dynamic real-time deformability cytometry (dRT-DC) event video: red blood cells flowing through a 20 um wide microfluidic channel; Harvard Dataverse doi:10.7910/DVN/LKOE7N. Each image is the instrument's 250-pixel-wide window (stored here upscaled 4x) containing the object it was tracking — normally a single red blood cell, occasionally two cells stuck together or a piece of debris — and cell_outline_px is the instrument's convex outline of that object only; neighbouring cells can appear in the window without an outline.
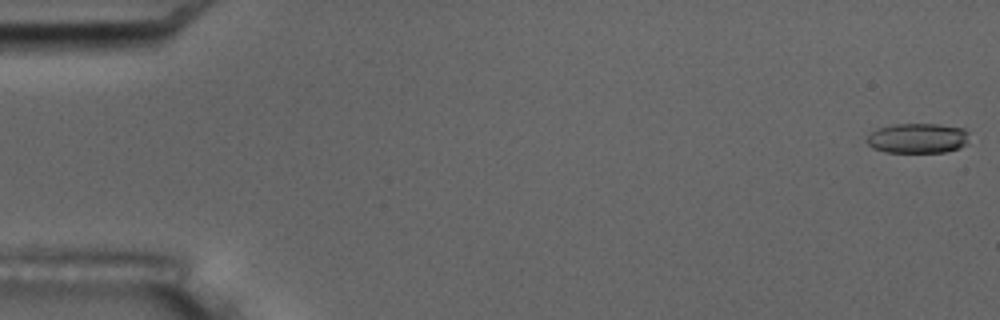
{"species": "common noctule bat (a hibernating species)", "species_latin": "Nyctalus noctula", "temperature_condition": "room temperature", "stored_images_in_passage": 53, "camera_frame_rate_fps": 3000, "um_per_image_px": 0.085, "animal": {"sex": "male", "body_mass_g": 17.5, "forearm_length_mm": 52.3}, "frame": {"image": 1, "passage_image": 1, "time_ms": 0.0, "image_size_px": [1000, 320], "cell_outline_px": [[968, 144], [960, 148], [944, 152], [884, 152], [872, 148], [864, 140], [876, 128], [892, 124], [940, 124], [964, 128], [968, 132]], "centroid_in_image_um": [78.0, 11.74], "position_along_channel_um": 7.0, "area_um2": 18.21}}
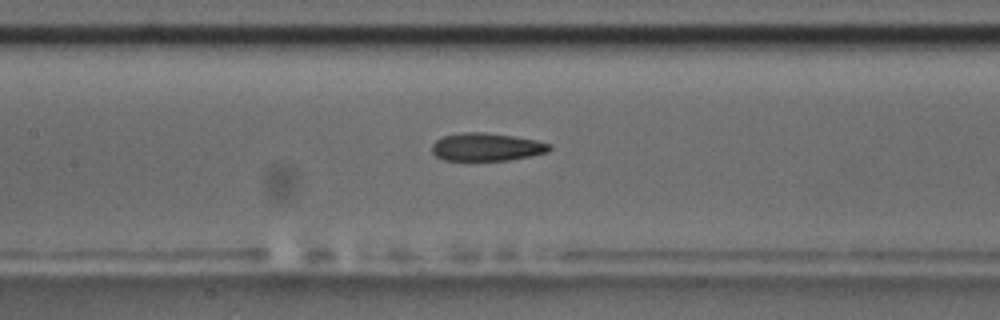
{"frame": {"image": 2, "passage_image": 26, "time_ms": 8.333, "image_size_px": [1000, 320], "cell_outline_px": [[552, 148], [548, 152], [532, 156], [508, 160], [444, 160], [436, 156], [432, 152], [432, 144], [436, 140], [444, 136], [460, 132], [484, 132], [512, 136], [536, 140], [552, 144]], "centroid_in_image_um": [41.38, 12.49], "position_along_channel_um": 166.0, "area_um2": 19.19}}
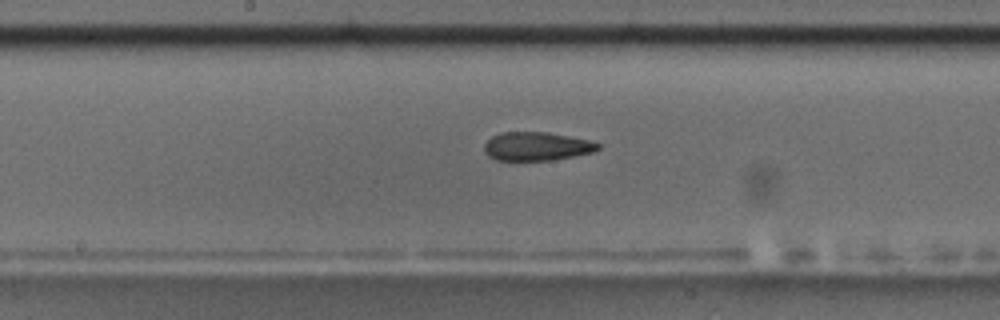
{"frame": {"image": 3, "passage_image": 29, "time_ms": 9.333, "image_size_px": [1000, 320], "cell_outline_px": [[600, 148], [592, 152], [552, 160], [496, 160], [488, 156], [484, 152], [484, 144], [492, 136], [500, 132], [548, 132], [588, 140], [600, 144]], "centroid_in_image_um": [45.57, 12.43], "position_along_channel_um": 202.6, "area_um2": 18.84}, "authors_computed_cell_mechanics": {"area_um2": 19.4786, "velocity_mm_per_s": 3.6833, "shape_relaxation_time_tau1_ms": null, "shape_relaxation_time_tau2_ms": 3.9617, "deformation_change_tau1": null, "deformation_change_tau2": 0.1421}}